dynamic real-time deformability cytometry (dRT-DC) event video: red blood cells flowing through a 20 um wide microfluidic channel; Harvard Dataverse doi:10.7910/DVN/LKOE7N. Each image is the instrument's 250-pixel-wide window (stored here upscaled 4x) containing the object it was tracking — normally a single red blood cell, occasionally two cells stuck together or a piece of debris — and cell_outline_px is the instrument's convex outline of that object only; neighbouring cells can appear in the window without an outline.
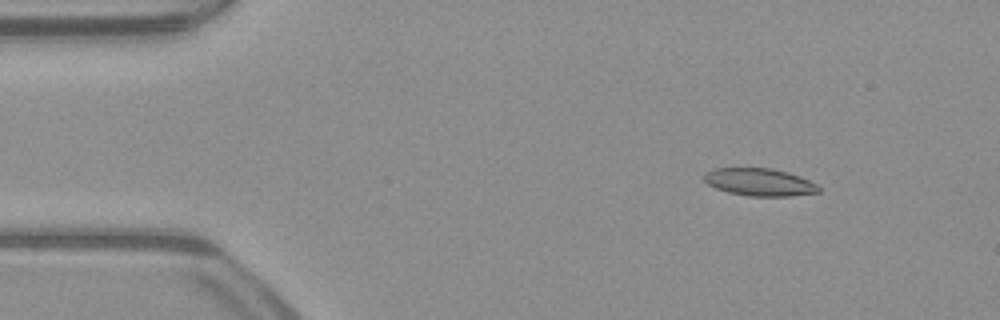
{"species": "common noctule bat (a hibernating species)", "species_latin": "Nyctalus noctula", "temperature_condition": "warm", "stored_images_in_passage": 51, "camera_frame_rate_fps": 3000, "um_per_image_px": 0.085, "animal": {"sex": "male", "body_mass_g": 23.1, "forearm_length_mm": 52.7}, "frame": {"image": 1, "passage_image": 6, "time_ms": 1.667, "image_size_px": [1000, 320], "cell_outline_px": [[820, 192], [792, 196], [748, 196], [728, 192], [716, 188], [708, 184], [704, 180], [704, 176], [712, 168], [772, 168], [788, 172], [800, 176], [816, 184], [820, 188]], "centroid_in_image_um": [64.58, 15.48], "position_along_channel_um": 20.4, "area_um2": 18.38}}
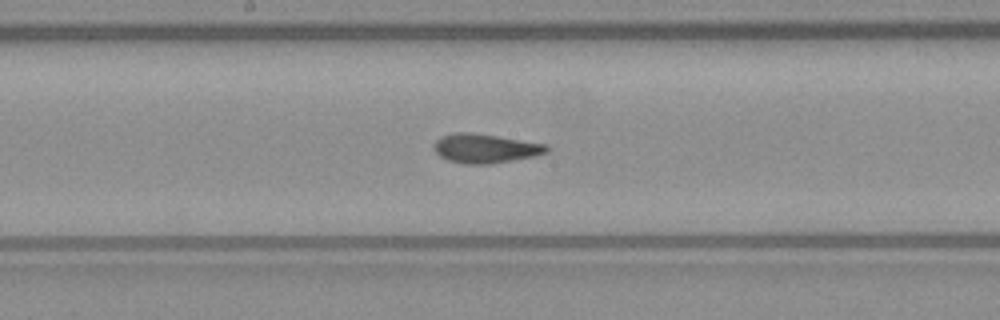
{"frame": {"image": 2, "passage_image": 26, "time_ms": 8.333, "image_size_px": [1000, 320], "cell_outline_px": [[548, 152], [536, 156], [488, 164], [464, 164], [448, 160], [440, 156], [432, 148], [432, 144], [440, 136], [456, 132], [472, 132], [548, 144]], "centroid_in_image_um": [41.22, 12.61], "position_along_channel_um": 207.0, "area_um2": 19.31}}
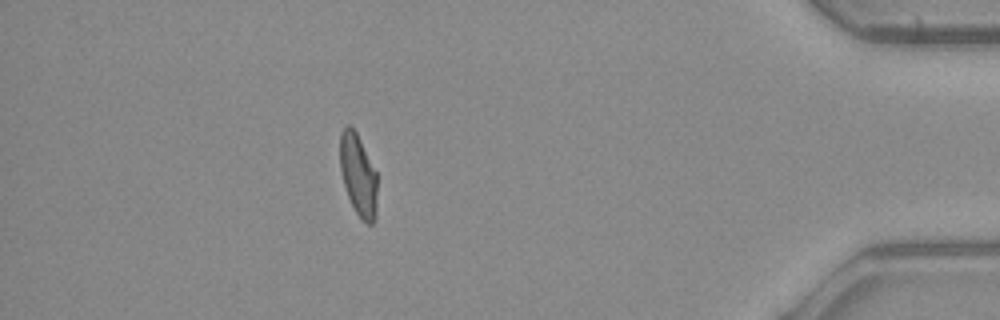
{"frame": {"image": 3, "passage_image": 45, "time_ms": 14.667, "image_size_px": [1000, 320], "cell_outline_px": [[376, 216], [372, 224], [368, 224], [356, 212], [348, 196], [344, 184], [340, 168], [340, 132], [348, 124], [356, 132], [376, 172]], "centroid_in_image_um": [30.44, 14.86], "position_along_channel_um": 404.8, "area_um2": 17.34}, "authors_computed_cell_mechanics": {"area_um2": 18.785, "velocity_mm_per_s": 4.0004, "shape_relaxation_time_tau1_ms": 5.5143, "shape_relaxation_time_tau2_ms": 1.537, "deformation_change_tau1": 0.1881, "deformation_change_tau2": 0.0952}}